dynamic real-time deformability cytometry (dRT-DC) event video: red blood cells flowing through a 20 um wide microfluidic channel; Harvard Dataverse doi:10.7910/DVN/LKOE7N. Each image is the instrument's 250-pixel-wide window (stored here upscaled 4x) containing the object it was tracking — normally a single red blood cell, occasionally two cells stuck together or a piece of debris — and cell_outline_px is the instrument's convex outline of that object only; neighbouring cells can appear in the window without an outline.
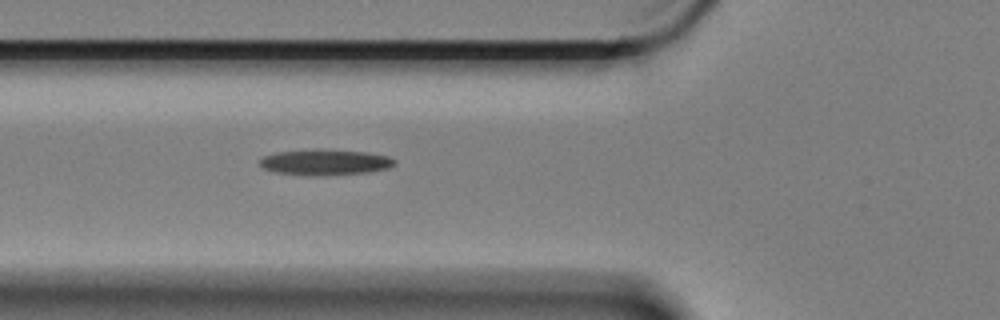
{"species": "Egyptian fruit bat (a non-hibernating species)", "species_latin": "Rousettus aegyptiacus", "temperature_condition": "cold", "stored_images_in_passage": 4, "camera_frame_rate_fps": 3000, "um_per_image_px": 0.085, "animal": {"sex": "female"}, "frame": {"image": 1, "passage_image": 4, "time_ms": 1.0, "image_size_px": [1000, 320], "cell_outline_px": [[396, 164], [388, 168], [368, 172], [308, 176], [276, 172], [264, 168], [260, 164], [260, 160], [264, 156], [276, 152], [364, 152], [388, 156], [396, 160]], "centroid_in_image_um": [27.66, 13.84], "position_along_channel_um": 98.1, "area_um2": 18.96}}